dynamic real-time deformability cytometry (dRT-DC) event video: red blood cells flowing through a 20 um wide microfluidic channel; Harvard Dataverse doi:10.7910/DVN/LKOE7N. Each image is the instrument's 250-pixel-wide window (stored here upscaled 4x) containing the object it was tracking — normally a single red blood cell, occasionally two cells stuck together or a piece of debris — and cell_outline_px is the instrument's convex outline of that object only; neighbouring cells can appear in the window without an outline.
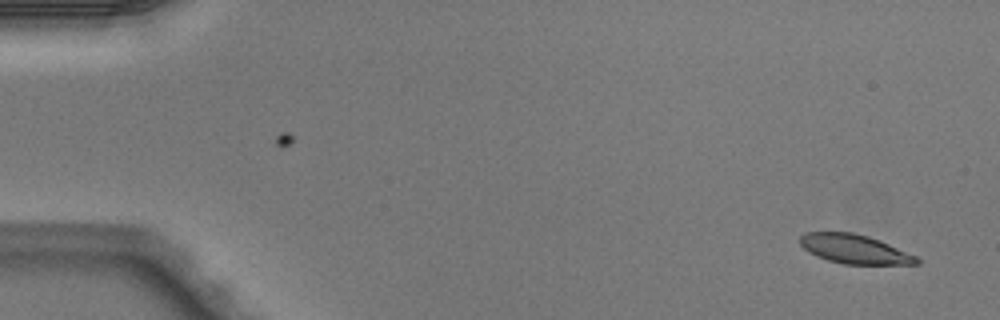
{"species": "Egyptian fruit bat (a non-hibernating species)", "species_latin": "Rousettus aegyptiacus", "temperature_condition": "warm", "stored_images_in_passage": 2, "camera_frame_rate_fps": 3000, "um_per_image_px": 0.085, "animal": {"sex": "male"}, "frame": {"image": 1, "passage_image": 2, "time_ms": 0.333, "image_size_px": [1000, 320], "cell_outline_px": [[920, 264], [844, 264], [828, 260], [816, 256], [808, 252], [800, 244], [800, 236], [804, 232], [852, 232], [868, 236], [880, 240], [916, 256], [920, 260]], "centroid_in_image_um": [72.61, 21.17], "position_along_channel_um": 12.4, "area_um2": 19.77}}